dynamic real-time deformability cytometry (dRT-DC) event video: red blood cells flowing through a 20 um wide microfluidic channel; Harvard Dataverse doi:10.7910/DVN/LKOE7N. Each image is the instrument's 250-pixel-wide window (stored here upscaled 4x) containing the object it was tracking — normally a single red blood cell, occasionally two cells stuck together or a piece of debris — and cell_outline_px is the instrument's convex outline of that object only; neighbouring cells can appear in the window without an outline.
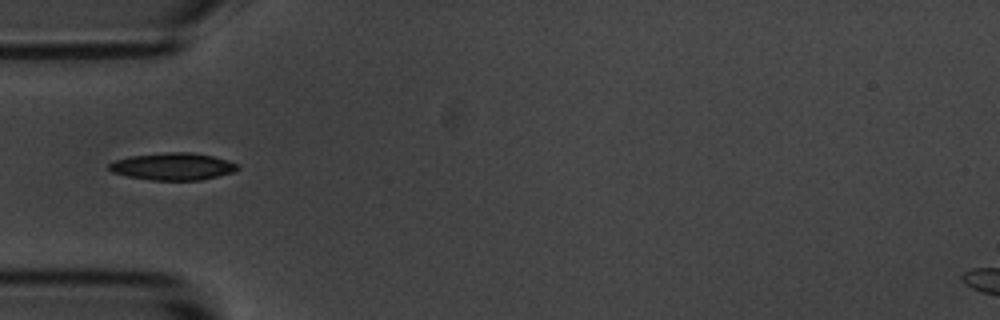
{"species": "common noctule bat (a hibernating species)", "species_latin": "Nyctalus noctula", "temperature_condition": "room temperature", "stored_images_in_passage": 5, "camera_frame_rate_fps": 3000, "um_per_image_px": 0.085, "animal": {"sex": "male", "body_mass_g": 20.1, "forearm_length_mm": 53.5}, "frame": {"image": 1, "passage_image": 4, "time_ms": 3.667, "image_size_px": [1000, 320], "cell_outline_px": [[240, 168], [232, 172], [200, 180], [152, 180], [128, 176], [112, 172], [108, 168], [108, 164], [116, 160], [132, 156], [168, 152], [192, 152], [212, 156], [228, 160], [240, 164]], "centroid_in_image_um": [14.72, 14.14], "position_along_channel_um": 70.3, "area_um2": 20.23}}